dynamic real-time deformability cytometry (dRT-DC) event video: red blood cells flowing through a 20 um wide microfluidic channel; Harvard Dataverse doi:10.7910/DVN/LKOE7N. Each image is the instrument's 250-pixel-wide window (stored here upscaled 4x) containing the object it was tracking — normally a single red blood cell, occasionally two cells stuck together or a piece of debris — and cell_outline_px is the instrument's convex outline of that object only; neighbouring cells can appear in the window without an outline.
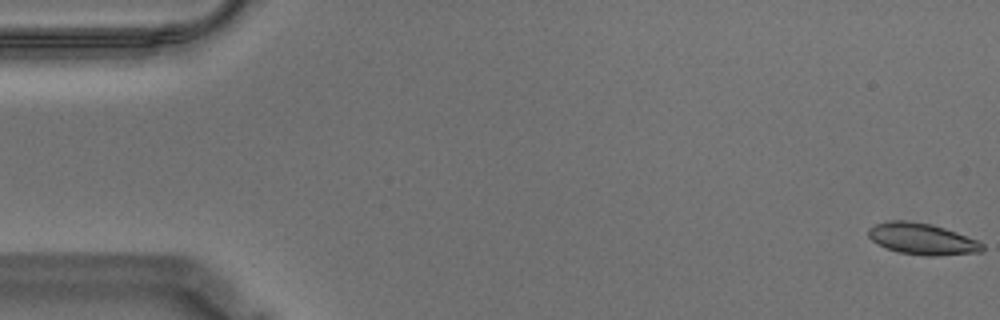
{"species": "Egyptian fruit bat (a non-hibernating species)", "species_latin": "Rousettus aegyptiacus", "temperature_condition": "warm", "stored_images_in_passage": 10, "camera_frame_rate_fps": 3000, "um_per_image_px": 0.085, "animal": {"sex": "male"}, "frame": {"image": 1, "passage_image": 1, "time_ms": 0.0, "image_size_px": [1000, 320], "cell_outline_px": [[984, 252], [936, 256], [924, 256], [900, 252], [884, 248], [876, 244], [868, 236], [868, 228], [876, 224], [892, 220], [904, 220], [932, 224], [956, 232], [976, 240], [984, 244]], "centroid_in_image_um": [78.38, 20.32], "position_along_channel_um": 6.6, "area_um2": 20.98}}